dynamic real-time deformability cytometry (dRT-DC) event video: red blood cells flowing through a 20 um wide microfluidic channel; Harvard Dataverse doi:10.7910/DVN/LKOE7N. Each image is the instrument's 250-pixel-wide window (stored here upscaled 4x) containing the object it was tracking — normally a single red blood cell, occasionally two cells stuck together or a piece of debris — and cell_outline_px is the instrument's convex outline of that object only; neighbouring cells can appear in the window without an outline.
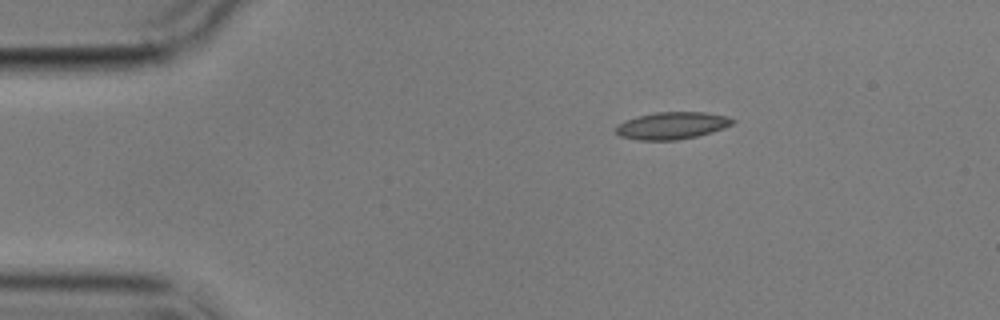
{"species": "common noctule bat (a hibernating species)", "species_latin": "Nyctalus noctula", "temperature_condition": "cold", "stored_images_in_passage": 4, "segment_of_instrument_passage": [1, 2], "camera_frame_rate_fps": 3000, "um_per_image_px": 0.085, "animal": {"sex": "male", "body_mass_g": 17.9}, "frame": {"image": 1, "passage_image": 1, "time_ms": 0.0, "image_size_px": [1000, 320], "cell_outline_px": [[736, 120], [732, 124], [724, 128], [712, 132], [696, 136], [676, 140], [636, 140], [620, 136], [616, 132], [616, 124], [624, 120], [656, 112], [704, 112], [728, 116]], "centroid_in_image_um": [57.11, 10.67], "position_along_channel_um": 27.9, "area_um2": 18.5}}